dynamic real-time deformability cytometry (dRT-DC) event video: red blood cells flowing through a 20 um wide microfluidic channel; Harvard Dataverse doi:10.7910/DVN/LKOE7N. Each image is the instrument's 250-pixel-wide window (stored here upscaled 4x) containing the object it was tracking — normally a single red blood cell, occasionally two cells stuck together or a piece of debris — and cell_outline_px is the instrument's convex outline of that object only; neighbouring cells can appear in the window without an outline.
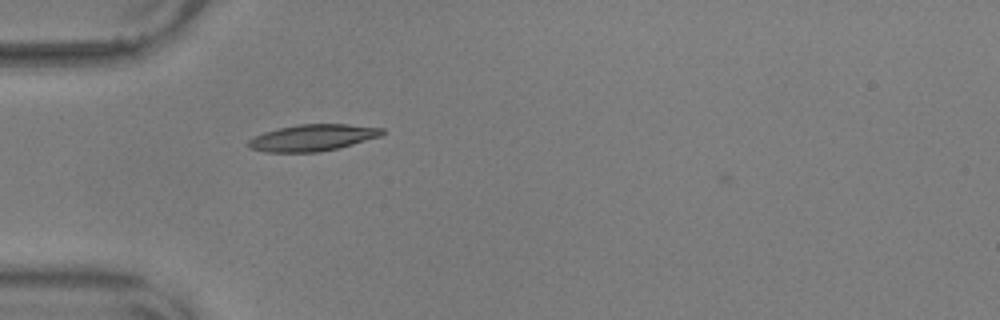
{"species": "common noctule bat (a hibernating species)", "species_latin": "Nyctalus noctula", "temperature_condition": "warm", "stored_images_in_passage": 41, "camera_frame_rate_fps": 3000, "um_per_image_px": 0.085, "animal": {"sex": "male", "body_mass_g": 17.9, "forearm_length_mm": 54.2}, "frame": {"image": 1, "passage_image": 2, "time_ms": 0.333, "image_size_px": [1000, 320], "cell_outline_px": [[384, 132], [380, 136], [352, 144], [320, 152], [264, 152], [248, 148], [248, 140], [264, 132], [280, 128], [300, 124], [348, 124], [384, 128]], "centroid_in_image_um": [26.56, 11.7], "position_along_channel_um": 58.4, "area_um2": 20.52}}
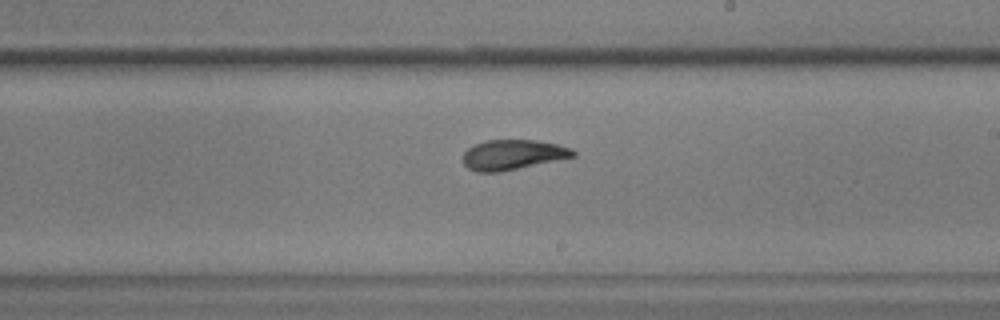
{"frame": {"image": 2, "passage_image": 18, "time_ms": 5.667, "image_size_px": [1000, 320], "cell_outline_px": [[576, 156], [500, 172], [476, 172], [468, 168], [464, 164], [464, 152], [472, 144], [484, 140], [536, 140], [560, 144], [572, 148], [576, 152]], "centroid_in_image_um": [43.59, 13.14], "position_along_channel_um": 245.4, "area_um2": 19.42}}
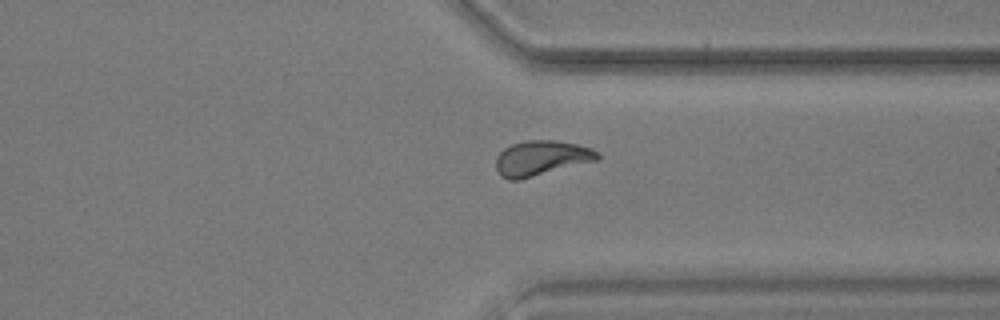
{"frame": {"image": 3, "passage_image": 28, "time_ms": 9.0, "image_size_px": [1000, 320], "cell_outline_px": [[600, 160], [520, 180], [508, 180], [500, 176], [496, 168], [496, 156], [504, 148], [512, 144], [524, 140], [556, 140], [576, 144], [592, 148], [600, 152]], "centroid_in_image_um": [46.03, 13.45], "position_along_channel_um": 365.4, "area_um2": 21.15}, "authors_computed_cell_mechanics": {"area_um2": 19.652, "velocity_mm_per_s": 3.5932, "shape_relaxation_time_tau1_ms": 7.9056, "shape_relaxation_time_tau2_ms": 2.4493, "deformation_change_tau1": 0.2263, "deformation_change_tau2": 0.0879}}